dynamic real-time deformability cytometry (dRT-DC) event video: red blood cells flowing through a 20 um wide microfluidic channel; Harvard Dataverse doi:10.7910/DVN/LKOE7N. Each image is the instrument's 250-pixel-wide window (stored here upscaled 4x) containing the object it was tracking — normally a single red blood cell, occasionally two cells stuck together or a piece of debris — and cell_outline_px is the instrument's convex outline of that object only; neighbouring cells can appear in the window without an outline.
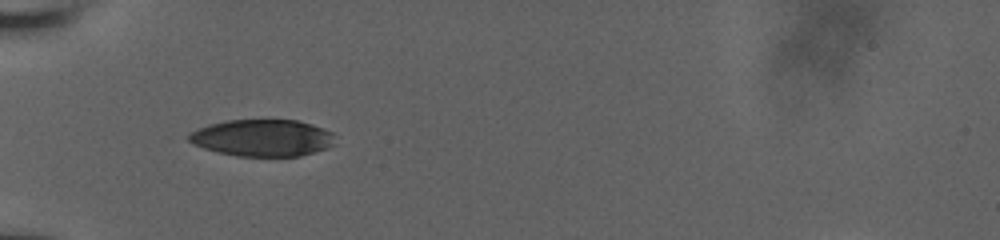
{"species": "human", "species_latin": "Homo sapiens", "temperature_condition": "room temperature", "stored_images_in_passage": 33, "camera_frame_rate_fps": 3000, "um_per_image_px": 0.085, "donor": {"sex": "male"}, "frame": {"image": 1, "passage_image": 1, "time_ms": 0.0, "image_size_px": [1000, 240], "cell_outline_px": [[336, 144], [328, 148], [300, 156], [236, 156], [204, 148], [192, 144], [188, 140], [188, 136], [192, 132], [208, 124], [228, 120], [296, 120], [312, 124], [332, 132]], "centroid_in_image_um": [22.34, 11.72], "position_along_channel_um": 62.7, "area_um2": 31.39}}
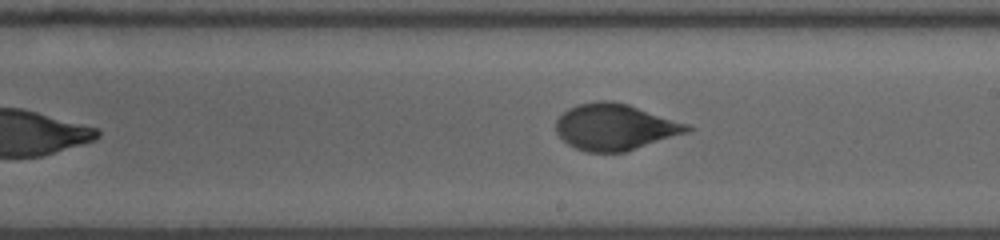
{"frame": {"image": 2, "passage_image": 15, "time_ms": 4.667, "image_size_px": [1000, 240], "cell_outline_px": [[692, 128], [688, 132], [624, 152], [584, 152], [568, 144], [556, 132], [556, 120], [568, 108], [576, 104], [600, 100], [612, 100], [628, 104], [688, 124]], "centroid_in_image_um": [52.24, 10.78], "position_along_channel_um": 236.8, "area_um2": 35.2}}
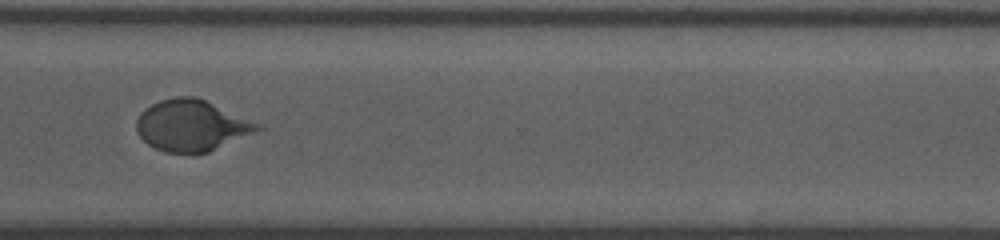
{"frame": {"image": 3, "passage_image": 24, "time_ms": 7.667, "image_size_px": [1000, 240], "cell_outline_px": [[268, 128], [208, 152], [192, 156], [164, 152], [148, 144], [136, 132], [136, 120], [140, 112], [144, 108], [160, 100], [176, 96], [196, 96], [264, 124]], "centroid_in_image_um": [16.35, 10.69], "position_along_channel_um": 354.3, "area_um2": 37.28}, "authors_computed_cell_mechanics": {"area_um2": 35.2002, "velocity_mm_per_s": 3.9205, "shape_relaxation_time_tau1_ms": 4.8306, "shape_relaxation_time_tau2_ms": 0.7602, "deformation_change_tau1": 0.1756, "deformation_change_tau2": 0.0559}}